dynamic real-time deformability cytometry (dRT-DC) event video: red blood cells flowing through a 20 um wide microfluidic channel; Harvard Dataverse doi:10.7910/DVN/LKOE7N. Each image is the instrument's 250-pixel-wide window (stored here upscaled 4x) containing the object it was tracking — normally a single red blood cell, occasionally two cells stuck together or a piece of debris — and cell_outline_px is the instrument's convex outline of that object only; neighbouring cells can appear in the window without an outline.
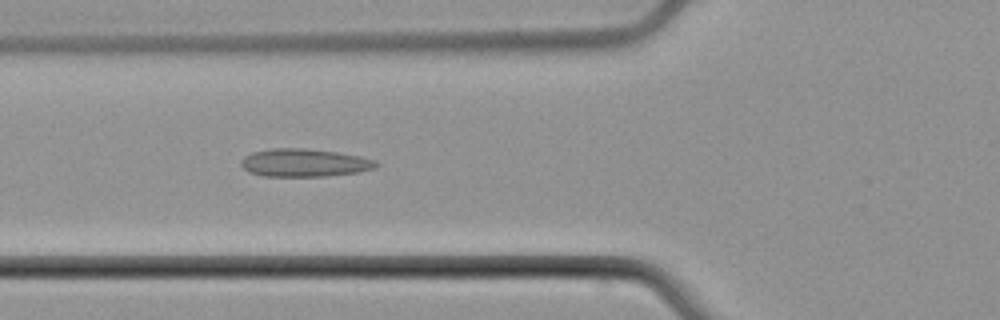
{"species": "common noctule bat (a hibernating species)", "species_latin": "Nyctalus noctula", "temperature_condition": "cold", "stored_images_in_passage": 5, "camera_frame_rate_fps": 3000, "um_per_image_px": 0.085, "animal": {"sex": "male", "body_mass_g": 21.5, "forearm_length_mm": 52.0}, "frame": {"image": 1, "passage_image": 5, "time_ms": 5.333, "image_size_px": [1000, 320], "cell_outline_px": [[380, 164], [376, 168], [356, 172], [328, 176], [264, 176], [248, 172], [240, 164], [240, 160], [244, 156], [252, 152], [272, 148], [304, 148], [336, 152], [360, 156], [376, 160]], "centroid_in_image_um": [25.86, 13.83], "position_along_channel_um": 99.9, "area_um2": 22.08}}